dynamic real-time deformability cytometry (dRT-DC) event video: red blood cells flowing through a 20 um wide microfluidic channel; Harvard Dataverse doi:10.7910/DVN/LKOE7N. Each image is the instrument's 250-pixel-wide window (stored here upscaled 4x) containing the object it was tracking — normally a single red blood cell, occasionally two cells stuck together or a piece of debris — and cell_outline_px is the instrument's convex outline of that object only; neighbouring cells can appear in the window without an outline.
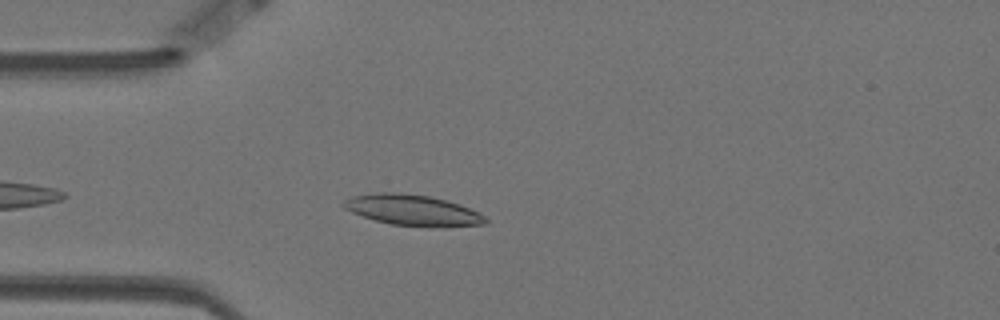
{"species": "Egyptian fruit bat (a non-hibernating species)", "species_latin": "Rousettus aegyptiacus", "temperature_condition": "warm", "stored_images_in_passage": 44, "camera_frame_rate_fps": 3000, "um_per_image_px": 0.085, "animal": {"sex": "female"}, "frame": {"image": 1, "passage_image": 5, "time_ms": 1.333, "image_size_px": [1000, 320], "cell_outline_px": [[488, 220], [484, 224], [444, 228], [436, 228], [392, 224], [376, 220], [352, 212], [344, 208], [344, 200], [352, 196], [376, 192], [396, 192], [428, 196], [460, 204], [480, 212]], "centroid_in_image_um": [35.13, 17.88], "position_along_channel_um": 49.9, "area_um2": 25.55}}
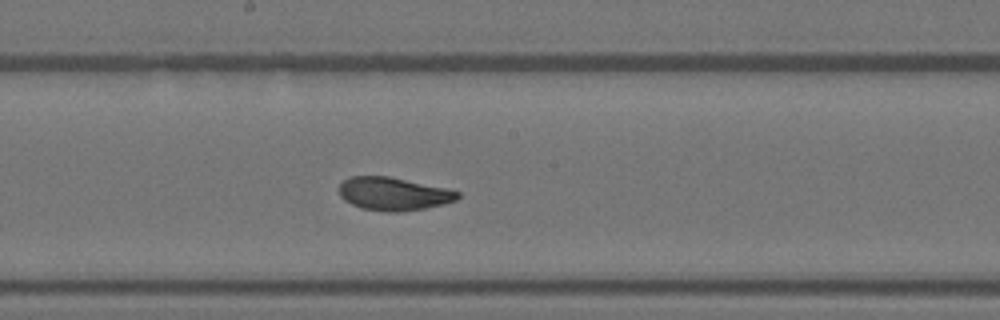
{"frame": {"image": 2, "passage_image": 20, "time_ms": 6.333, "image_size_px": [1000, 320], "cell_outline_px": [[460, 196], [456, 200], [444, 204], [424, 208], [400, 212], [388, 212], [360, 208], [344, 200], [340, 196], [340, 184], [344, 180], [352, 176], [388, 176], [448, 188], [460, 192]], "centroid_in_image_um": [33.46, 16.48], "position_along_channel_um": 214.7, "area_um2": 22.89}}
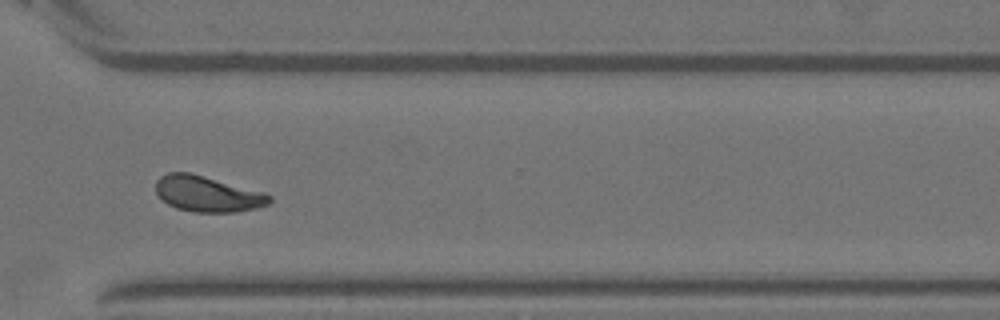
{"frame": {"image": 3, "passage_image": 32, "time_ms": 10.333, "image_size_px": [1000, 320], "cell_outline_px": [[272, 200], [268, 204], [256, 208], [236, 212], [192, 212], [176, 208], [168, 204], [156, 192], [156, 180], [160, 176], [168, 172], [188, 172], [204, 176], [264, 192], [272, 196]], "centroid_in_image_um": [17.64, 16.48], "position_along_channel_um": 353.0, "area_um2": 23.64}, "authors_computed_cell_mechanics": {"area_um2": 23.12, "velocity_mm_per_s": 3.4541, "shape_relaxation_time_tau1_ms": 6.1747, "shape_relaxation_time_tau2_ms": 1.4773, "deformation_change_tau1": 0.1934, "deformation_change_tau2": 0.0724}}